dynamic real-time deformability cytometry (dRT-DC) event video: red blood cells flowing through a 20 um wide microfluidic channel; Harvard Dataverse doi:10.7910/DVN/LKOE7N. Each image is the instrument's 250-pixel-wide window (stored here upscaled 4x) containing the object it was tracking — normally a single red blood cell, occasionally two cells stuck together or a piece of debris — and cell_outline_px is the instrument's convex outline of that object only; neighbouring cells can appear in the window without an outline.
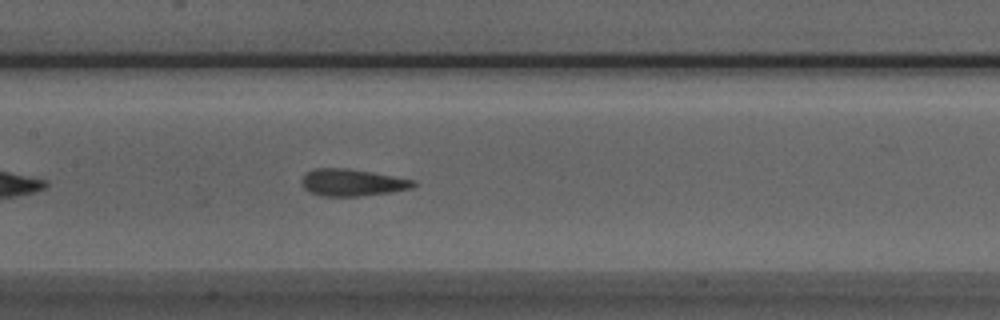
{"species": "Egyptian fruit bat (a non-hibernating species)", "species_latin": "Rousettus aegyptiacus", "temperature_condition": "room temperature", "stored_images_in_passage": 39, "camera_frame_rate_fps": 3000, "um_per_image_px": 0.085, "animal": {"sex": "male"}, "frame": {"image": 1, "passage_image": 12, "time_ms": 3.667, "image_size_px": [1000, 320], "cell_outline_px": [[416, 184], [412, 188], [392, 192], [360, 196], [320, 196], [308, 192], [300, 184], [300, 180], [304, 172], [312, 168], [348, 168], [372, 172], [416, 180]], "centroid_in_image_um": [29.88, 15.51], "position_along_channel_um": 177.5, "area_um2": 17.98}}
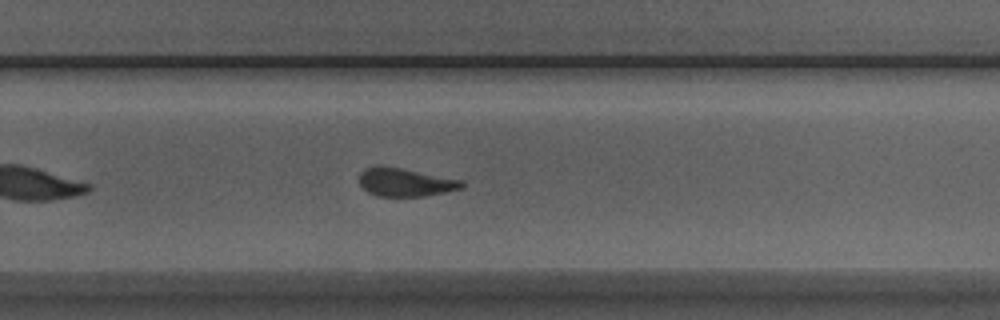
{"frame": {"image": 2, "passage_image": 21, "time_ms": 6.667, "image_size_px": [1000, 320], "cell_outline_px": [[464, 188], [424, 196], [376, 196], [368, 192], [360, 184], [360, 172], [364, 168], [400, 168], [460, 180], [464, 184]], "centroid_in_image_um": [34.46, 15.53], "position_along_channel_um": 295.3, "area_um2": 16.24}}
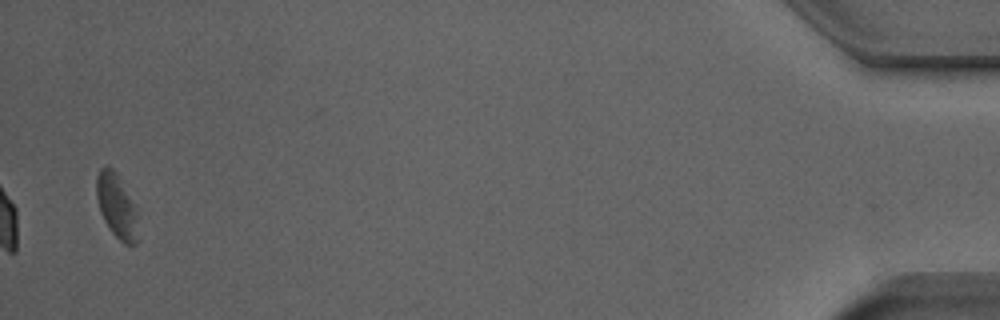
{"frame": {"image": 3, "passage_image": 38, "time_ms": 12.333, "image_size_px": [1000, 320], "cell_outline_px": [[136, 244], [124, 244], [112, 232], [104, 220], [100, 212], [96, 196], [96, 176], [100, 168], [108, 164], [116, 172], [136, 204]], "centroid_in_image_um": [9.89, 17.44], "position_along_channel_um": 425.3, "area_um2": 15.55}, "authors_computed_cell_mechanics": {"area_um2": 17.2822, "velocity_mm_per_s": 3.9519, "shape_relaxation_time_tau1_ms": 5.6816, "shape_relaxation_time_tau2_ms": 1.3754, "deformation_change_tau1": 0.1478, "deformation_change_tau2": 0.0923}}